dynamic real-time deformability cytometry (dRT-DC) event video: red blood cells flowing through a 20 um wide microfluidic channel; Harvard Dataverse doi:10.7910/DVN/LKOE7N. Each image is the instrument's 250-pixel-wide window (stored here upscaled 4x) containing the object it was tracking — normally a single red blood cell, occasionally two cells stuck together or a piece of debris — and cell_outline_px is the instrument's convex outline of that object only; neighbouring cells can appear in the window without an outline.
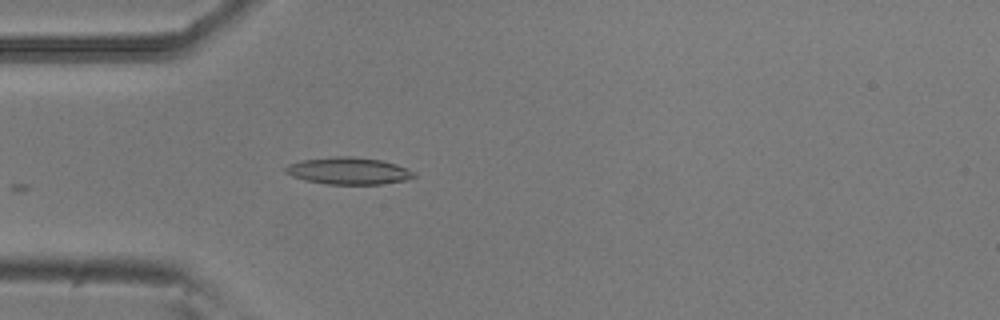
{"species": "common noctule bat (a hibernating species)", "species_latin": "Nyctalus noctula", "temperature_condition": "room temperature", "stored_images_in_passage": 1, "camera_frame_rate_fps": 3000, "um_per_image_px": 0.085, "animal": {"sex": "male", "body_mass_g": 20.5, "forearm_length_mm": 52.5}, "frame": {"image": 1, "passage_image": 1, "time_ms": 0.0, "image_size_px": [1000, 320], "cell_outline_px": [[416, 176], [408, 180], [380, 184], [328, 184], [304, 180], [292, 176], [284, 172], [284, 168], [288, 164], [300, 160], [332, 156], [348, 156], [380, 160], [396, 164], [416, 172]], "centroid_in_image_um": [29.61, 14.52], "position_along_channel_um": 55.4, "area_um2": 20.35}}